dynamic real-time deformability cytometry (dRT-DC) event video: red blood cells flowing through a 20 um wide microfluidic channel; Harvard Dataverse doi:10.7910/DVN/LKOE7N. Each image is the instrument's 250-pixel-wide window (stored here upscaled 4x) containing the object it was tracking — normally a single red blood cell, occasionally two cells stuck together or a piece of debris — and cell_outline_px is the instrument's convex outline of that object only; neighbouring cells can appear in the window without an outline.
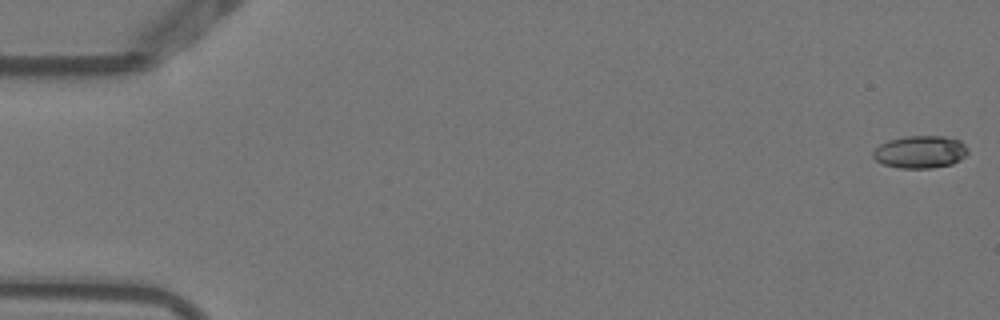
{"species": "Egyptian fruit bat (a non-hibernating species)", "species_latin": "Rousettus aegyptiacus", "temperature_condition": "warm", "stored_images_in_passage": 5, "camera_frame_rate_fps": 3000, "um_per_image_px": 0.085, "animal": {"sex": "female"}, "frame": {"image": 1, "passage_image": 1, "time_ms": 0.0, "image_size_px": [1000, 320], "cell_outline_px": [[968, 152], [960, 160], [952, 164], [932, 168], [900, 168], [884, 164], [876, 160], [872, 156], [872, 152], [880, 144], [888, 140], [904, 136], [944, 136], [960, 140], [968, 148]], "centroid_in_image_um": [78.22, 12.91], "position_along_channel_um": 6.8, "area_um2": 18.03}}
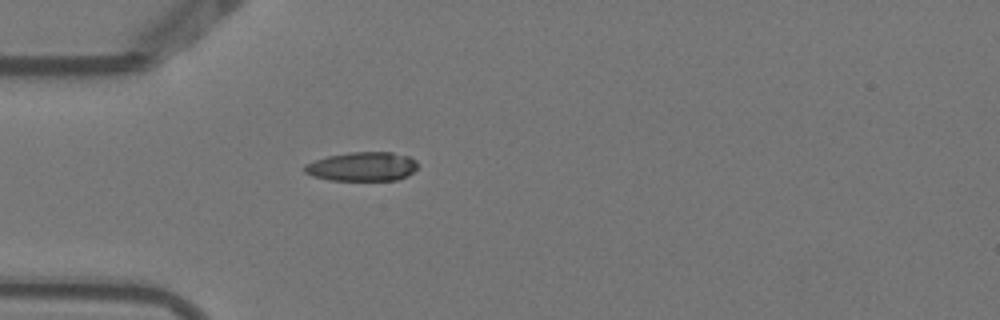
{"frame": {"image": 2, "passage_image": 5, "time_ms": 1.333, "image_size_px": [1000, 320], "cell_outline_px": [[416, 168], [408, 176], [396, 180], [328, 180], [312, 176], [304, 172], [304, 164], [328, 156], [348, 152], [392, 152], [408, 156], [416, 160]], "centroid_in_image_um": [30.77, 14.16], "position_along_channel_um": 54.2, "area_um2": 19.19}}